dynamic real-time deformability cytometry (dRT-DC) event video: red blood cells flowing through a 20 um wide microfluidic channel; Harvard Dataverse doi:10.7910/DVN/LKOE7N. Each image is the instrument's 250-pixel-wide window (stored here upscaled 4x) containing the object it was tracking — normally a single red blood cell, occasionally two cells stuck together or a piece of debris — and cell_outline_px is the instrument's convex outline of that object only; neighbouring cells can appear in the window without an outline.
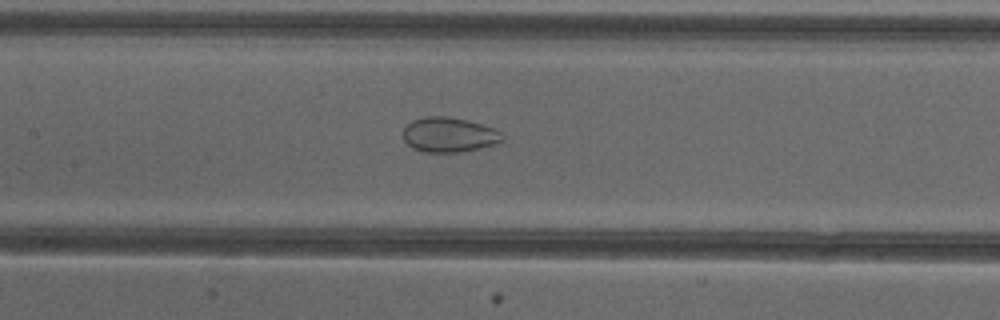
{"species": "common noctule bat (a hibernating species)", "species_latin": "Nyctalus noctula", "temperature_condition": "cold", "stored_images_in_passage": 51, "camera_frame_rate_fps": 3000, "um_per_image_px": 0.085, "animal": {"sex": "female"}, "frame": {"image": 1, "passage_image": 24, "time_ms": 7.667, "image_size_px": [1000, 320], "cell_outline_px": [[504, 140], [496, 144], [460, 152], [424, 152], [412, 148], [404, 140], [404, 128], [412, 120], [424, 116], [448, 116], [468, 120], [492, 128], [500, 132], [504, 136]], "centroid_in_image_um": [38.16, 11.45], "position_along_channel_um": 169.2, "area_um2": 20.11}}
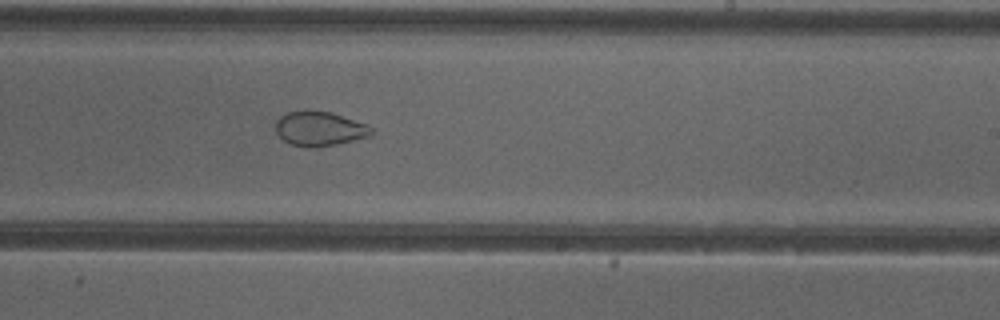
{"frame": {"image": 2, "passage_image": 31, "time_ms": 10.0, "image_size_px": [1000, 320], "cell_outline_px": [[372, 136], [336, 144], [316, 148], [292, 144], [284, 140], [276, 132], [276, 120], [280, 116], [288, 112], [304, 108], [308, 108], [332, 112], [368, 124], [372, 128]], "centroid_in_image_um": [27.17, 10.9], "position_along_channel_um": 261.8, "area_um2": 19.65}}
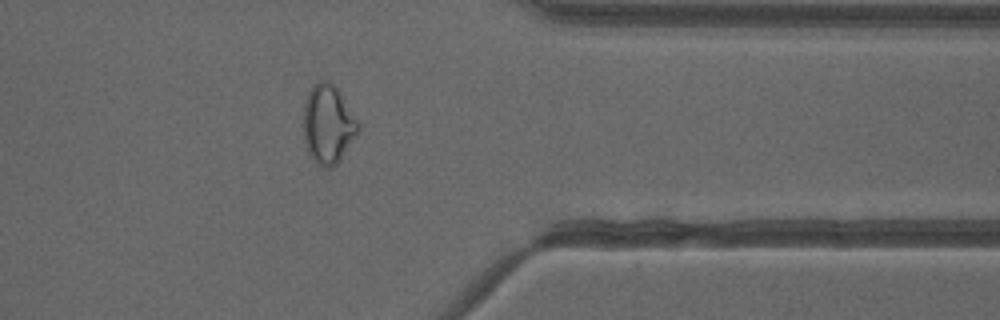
{"frame": {"image": 3, "passage_image": 41, "time_ms": 13.333, "image_size_px": [1000, 320], "cell_outline_px": [[360, 132], [340, 160], [332, 168], [324, 168], [316, 164], [312, 160], [308, 152], [304, 140], [304, 100], [312, 84], [316, 80], [328, 80], [340, 92], [360, 124]], "centroid_in_image_um": [27.89, 10.57], "position_along_channel_um": 383.5, "area_um2": 25.61}, "authors_computed_cell_mechanics": {"area_um2": 27.2816, "velocity_mm_per_s": 3.9819, "shape_relaxation_time_tau1_ms": null, "shape_relaxation_time_tau2_ms": 1.9809, "deformation_change_tau1": null, "deformation_change_tau2": 0.0667}}